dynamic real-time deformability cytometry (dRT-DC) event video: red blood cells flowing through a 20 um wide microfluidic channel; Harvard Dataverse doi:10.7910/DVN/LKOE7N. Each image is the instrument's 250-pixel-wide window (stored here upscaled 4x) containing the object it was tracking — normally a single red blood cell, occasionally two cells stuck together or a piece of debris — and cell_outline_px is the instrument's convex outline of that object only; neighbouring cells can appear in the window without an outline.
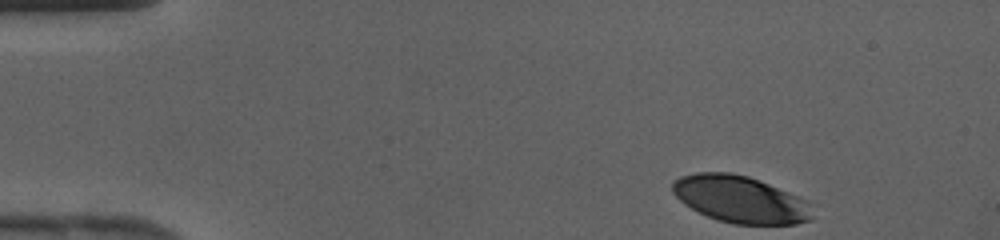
{"species": "human", "species_latin": "Homo sapiens", "temperature_condition": "cold", "stored_images_in_passage": 38, "camera_frame_rate_fps": 3000, "um_per_image_px": 0.085, "donor": {"sex": "female"}, "frame": {"image": 1, "passage_image": 1, "time_ms": 0.0, "image_size_px": [1000, 240], "cell_outline_px": [[816, 216], [812, 220], [796, 224], [732, 224], [716, 220], [684, 204], [672, 192], [672, 180], [680, 176], [696, 172], [728, 172], [748, 176], [808, 200], [812, 204]], "centroid_in_image_um": [62.97, 16.95], "position_along_channel_um": 22.0, "area_um2": 38.67}}
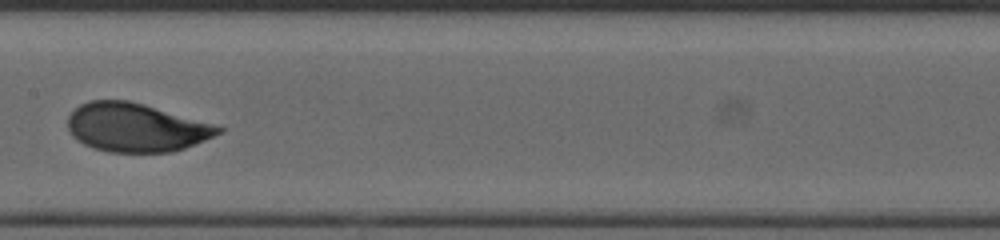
{"frame": {"image": 2, "passage_image": 18, "time_ms": 5.667, "image_size_px": [1000, 240], "cell_outline_px": [[224, 132], [184, 148], [172, 152], [108, 152], [92, 148], [76, 140], [68, 132], [68, 116], [80, 104], [88, 100], [128, 100], [144, 104], [212, 124], [224, 128]], "centroid_in_image_um": [11.51, 10.84], "position_along_channel_um": 195.9, "area_um2": 42.54}}
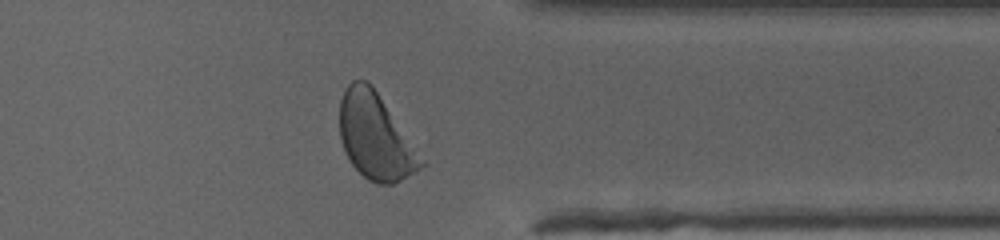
{"frame": {"image": 3, "passage_image": 30, "time_ms": 9.667, "image_size_px": [1000, 240], "cell_outline_px": [[424, 168], [392, 184], [376, 184], [368, 180], [352, 164], [344, 148], [340, 136], [340, 100], [348, 84], [352, 80], [368, 80], [416, 148], [424, 160]], "centroid_in_image_um": [31.91, 11.62], "position_along_channel_um": 379.5, "area_um2": 40.11}}